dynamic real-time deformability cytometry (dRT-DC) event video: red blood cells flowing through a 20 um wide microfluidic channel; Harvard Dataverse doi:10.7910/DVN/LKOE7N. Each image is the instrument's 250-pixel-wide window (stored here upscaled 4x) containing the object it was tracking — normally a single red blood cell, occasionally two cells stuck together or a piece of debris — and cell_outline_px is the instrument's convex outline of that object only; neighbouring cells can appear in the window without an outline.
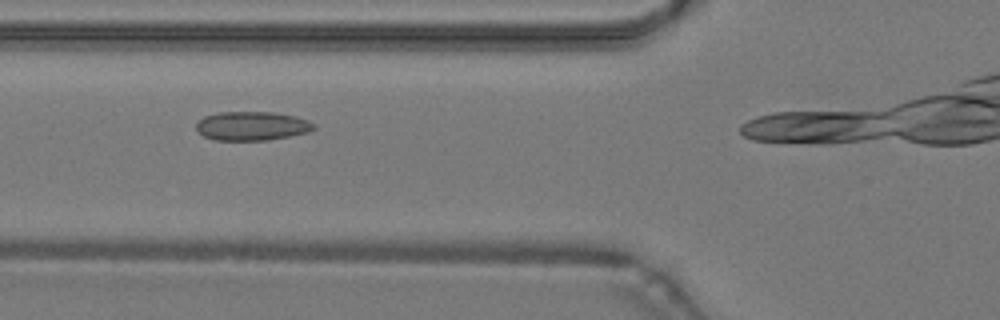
{"species": "common noctule bat (a hibernating species)", "species_latin": "Nyctalus noctula", "temperature_condition": "warm", "stored_images_in_passage": 15, "camera_frame_rate_fps": 3000, "um_per_image_px": 0.085, "animal": {"sex": "male", "body_mass_g": 19.2, "forearm_length_mm": 51.8}, "frame": {"image": 1, "passage_image": 9, "time_ms": 2.667, "image_size_px": [1000, 320], "cell_outline_px": [[316, 128], [308, 132], [268, 140], [216, 140], [204, 136], [196, 128], [196, 124], [204, 116], [216, 112], [272, 112], [296, 116], [308, 120], [316, 124]], "centroid_in_image_um": [21.43, 10.7], "position_along_channel_um": 104.4, "area_um2": 19.83}}
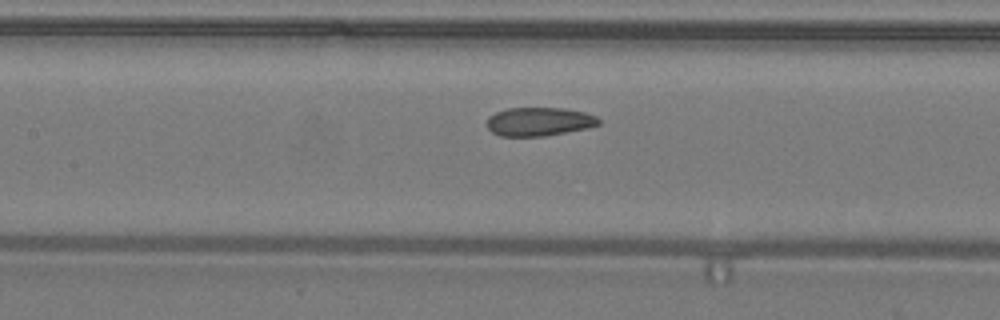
{"frame": {"image": 2, "passage_image": 13, "time_ms": 4.0, "image_size_px": [1000, 320], "cell_outline_px": [[600, 124], [588, 128], [544, 136], [500, 136], [492, 132], [488, 128], [488, 116], [496, 112], [508, 108], [564, 108], [584, 112], [596, 116], [600, 120]], "centroid_in_image_um": [45.83, 10.34], "position_along_channel_um": 161.6, "area_um2": 18.61}}